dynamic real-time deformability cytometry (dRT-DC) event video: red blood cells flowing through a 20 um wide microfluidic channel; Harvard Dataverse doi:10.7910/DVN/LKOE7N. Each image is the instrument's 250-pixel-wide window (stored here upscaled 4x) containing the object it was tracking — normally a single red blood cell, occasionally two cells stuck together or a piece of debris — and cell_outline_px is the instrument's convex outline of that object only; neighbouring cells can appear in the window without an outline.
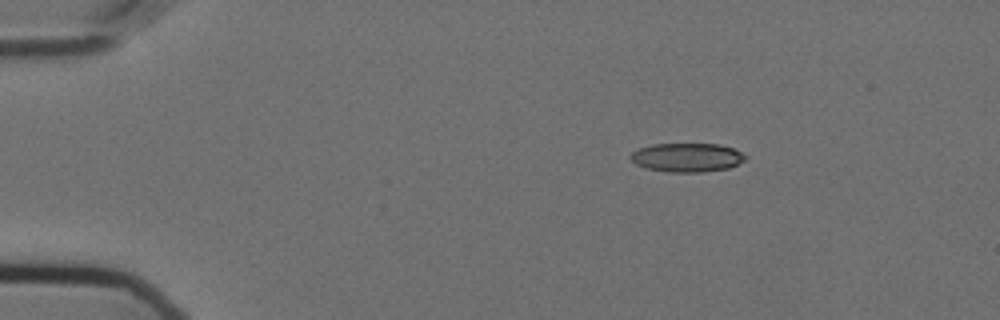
{"species": "Egyptian fruit bat (a non-hibernating species)", "species_latin": "Rousettus aegyptiacus", "temperature_condition": "cold", "stored_images_in_passage": 48, "camera_frame_rate_fps": 3000, "um_per_image_px": 0.085, "animal": {"sex": "female"}, "frame": {"image": 1, "passage_image": 1, "time_ms": 0.0, "image_size_px": [1000, 320], "cell_outline_px": [[748, 156], [744, 160], [728, 168], [704, 172], [668, 172], [644, 168], [636, 164], [628, 156], [632, 152], [640, 148], [652, 144], [720, 144], [732, 148]], "centroid_in_image_um": [58.37, 13.39], "position_along_channel_um": 26.6, "area_um2": 19.31}}
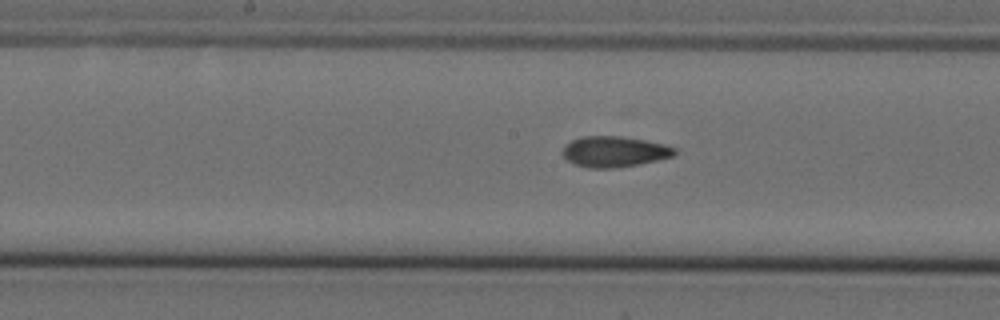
{"frame": {"image": 2, "passage_image": 21, "time_ms": 6.667, "image_size_px": [1000, 320], "cell_outline_px": [[676, 152], [672, 156], [640, 164], [616, 168], [588, 168], [576, 164], [568, 160], [560, 152], [564, 144], [580, 136], [620, 136], [644, 140], [664, 144], [676, 148]], "centroid_in_image_um": [52.17, 12.88], "position_along_channel_um": 196.0, "area_um2": 20.11}}
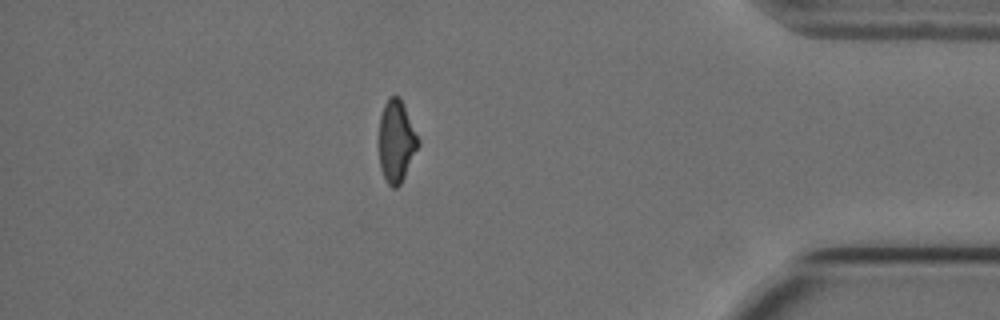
{"frame": {"image": 3, "passage_image": 41, "time_ms": 13.333, "image_size_px": [1000, 320], "cell_outline_px": [[420, 144], [400, 184], [396, 188], [392, 188], [388, 184], [380, 168], [380, 116], [384, 104], [388, 96], [400, 96], [420, 140]], "centroid_in_image_um": [33.7, 11.98], "position_along_channel_um": 401.5, "area_um2": 18.61}, "authors_computed_cell_mechanics": {"area_um2": 19.7387, "velocity_mm_per_s": 3.6165, "shape_relaxation_time_tau1_ms": null, "shape_relaxation_time_tau2_ms": 2.3501, "deformation_change_tau1": null, "deformation_change_tau2": 0.0848}}